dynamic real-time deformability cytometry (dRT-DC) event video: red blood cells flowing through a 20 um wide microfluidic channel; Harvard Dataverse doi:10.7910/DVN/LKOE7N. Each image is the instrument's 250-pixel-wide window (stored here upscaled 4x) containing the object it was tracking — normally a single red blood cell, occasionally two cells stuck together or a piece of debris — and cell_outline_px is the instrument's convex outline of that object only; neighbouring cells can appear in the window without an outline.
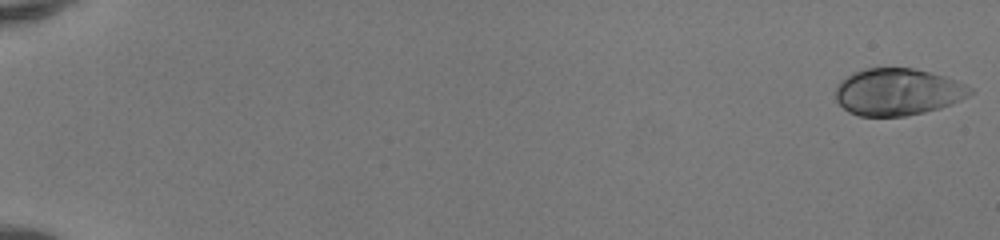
{"species": "human", "species_latin": "Homo sapiens", "temperature_condition": "room temperature", "stored_images_in_passage": 51, "camera_frame_rate_fps": 3000, "um_per_image_px": 0.085, "donor": {"sex": "female"}, "frame": {"image": 1, "passage_image": 1, "time_ms": 0.0, "image_size_px": [1000, 240], "cell_outline_px": [[972, 92], [968, 96], [960, 100], [940, 108], [924, 112], [904, 116], [860, 116], [848, 112], [836, 100], [836, 88], [840, 80], [864, 68], [916, 68], [944, 76], [964, 84], [972, 88]], "centroid_in_image_um": [76.29, 7.81], "position_along_channel_um": 8.7, "area_um2": 36.65}}
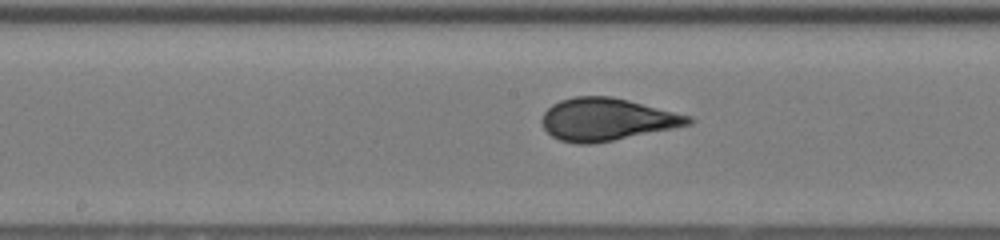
{"frame": {"image": 2, "passage_image": 29, "time_ms": 9.333, "image_size_px": [1000, 240], "cell_outline_px": [[696, 120], [692, 124], [592, 144], [576, 144], [560, 140], [552, 136], [544, 128], [540, 120], [544, 112], [552, 104], [560, 100], [576, 96], [612, 96], [692, 116]], "centroid_in_image_um": [51.56, 10.14], "position_along_channel_um": 196.6, "area_um2": 36.13}}
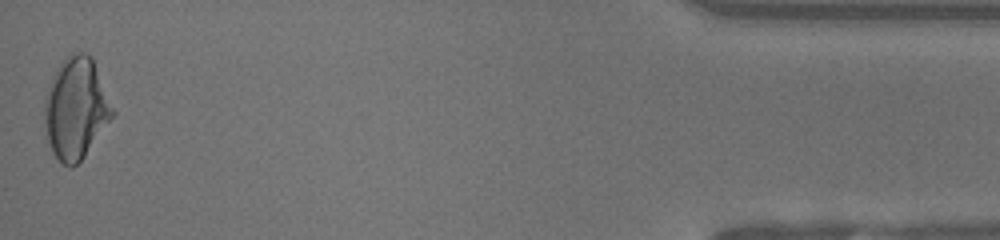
{"frame": {"image": 3, "passage_image": 51, "time_ms": 16.667, "image_size_px": [1000, 240], "cell_outline_px": [[116, 112], [84, 156], [72, 168], [60, 164], [52, 152], [48, 140], [44, 120], [44, 104], [52, 76], [60, 64], [68, 56], [76, 52], [84, 52], [92, 56]], "centroid_in_image_um": [6.46, 9.22], "position_along_channel_um": 428.7, "area_um2": 40.0}, "authors_computed_cell_mechanics": {"area_um2": 36.0094, "velocity_mm_per_s": 4.1679, "shape_relaxation_time_tau1_ms": 8.5064, "shape_relaxation_time_tau2_ms": null, "deformation_change_tau1": 0.2784, "deformation_change_tau2": null}}